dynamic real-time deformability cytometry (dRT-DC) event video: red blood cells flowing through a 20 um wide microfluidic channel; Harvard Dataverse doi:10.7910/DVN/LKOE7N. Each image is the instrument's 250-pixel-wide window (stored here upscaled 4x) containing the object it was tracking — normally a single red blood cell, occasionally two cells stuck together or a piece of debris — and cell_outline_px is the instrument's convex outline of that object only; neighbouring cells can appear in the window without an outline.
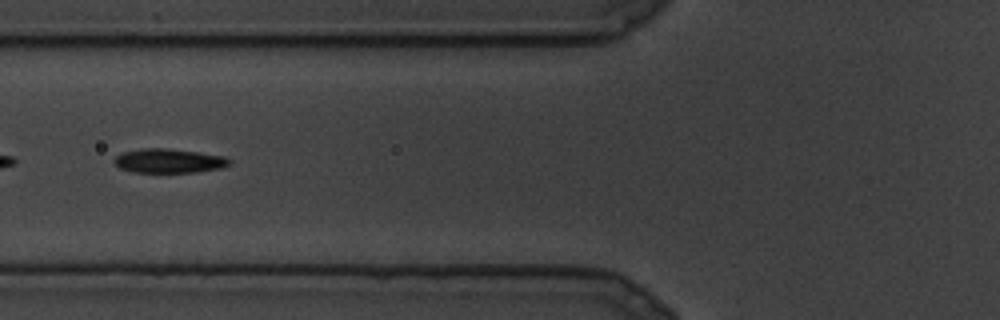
{"species": "common noctule bat (a hibernating species)", "species_latin": "Nyctalus noctula", "temperature_condition": "cold", "stored_images_in_passage": 5, "camera_frame_rate_fps": 3000, "um_per_image_px": 0.085, "animal": {"sex": "male", "body_mass_g": 19.5, "forearm_length_mm": 54.6}, "frame": {"image": 1, "passage_image": 3, "time_ms": 0.667, "image_size_px": [1000, 320], "cell_outline_px": [[232, 164], [224, 168], [196, 172], [132, 172], [120, 168], [112, 160], [120, 152], [144, 148], [164, 148], [196, 152], [224, 156], [232, 160]], "centroid_in_image_um": [14.37, 13.67], "position_along_channel_um": 111.4, "area_um2": 16.36}}
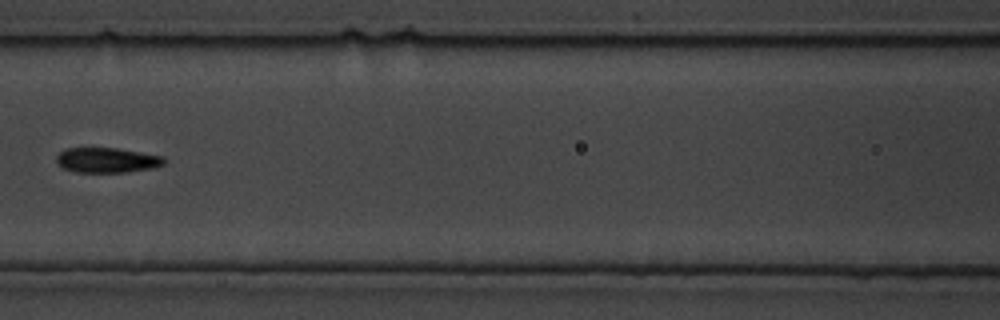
{"frame": {"image": 2, "passage_image": 5, "time_ms": 1.333, "image_size_px": [1000, 320], "cell_outline_px": [[164, 164], [152, 168], [128, 172], [76, 172], [64, 168], [56, 164], [56, 156], [64, 148], [116, 148], [164, 156]], "centroid_in_image_um": [9.06, 13.61], "position_along_channel_um": 157.5, "area_um2": 15.72}}